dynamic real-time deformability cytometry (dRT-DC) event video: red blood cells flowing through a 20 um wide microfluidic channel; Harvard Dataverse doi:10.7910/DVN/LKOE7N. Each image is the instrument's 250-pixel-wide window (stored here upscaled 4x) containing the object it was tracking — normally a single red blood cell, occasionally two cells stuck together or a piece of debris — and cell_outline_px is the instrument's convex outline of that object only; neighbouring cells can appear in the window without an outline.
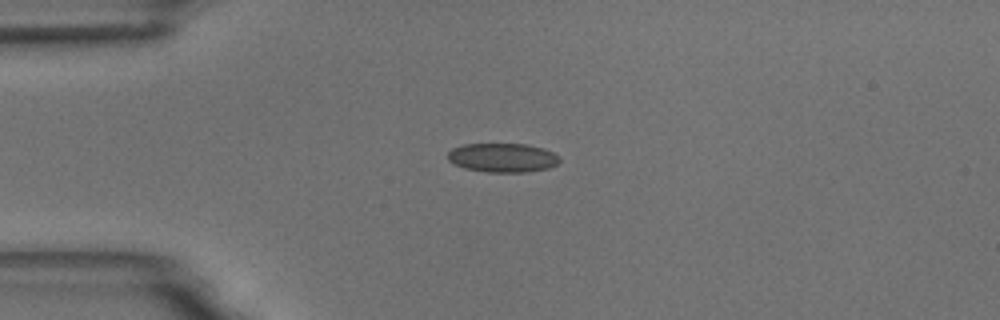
{"species": "common noctule bat (a hibernating species)", "species_latin": "Nyctalus noctula", "temperature_condition": "room temperature", "stored_images_in_passage": 3, "camera_frame_rate_fps": 3000, "um_per_image_px": 0.085, "animal": {"sex": "male", "body_mass_g": 18.8}, "frame": {"image": 1, "passage_image": 1, "time_ms": 0.0, "image_size_px": [1000, 320], "cell_outline_px": [[560, 160], [556, 164], [548, 168], [524, 172], [488, 172], [464, 168], [448, 160], [448, 152], [452, 148], [464, 144], [528, 144], [544, 148], [560, 156]], "centroid_in_image_um": [42.73, 13.39], "position_along_channel_um": 42.3, "area_um2": 18.9}}
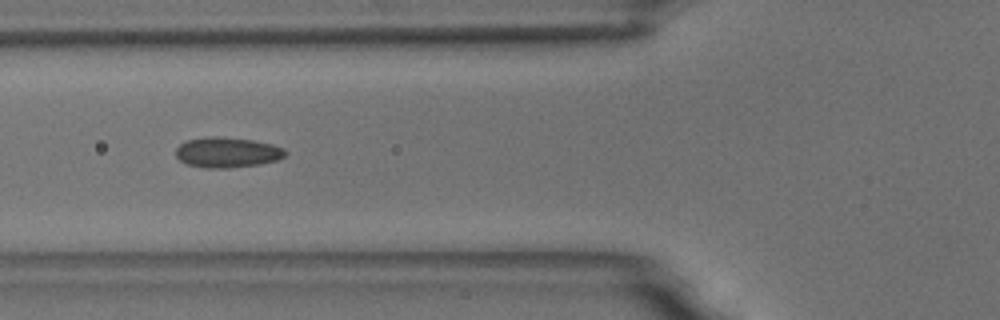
{"frame": {"image": 2, "passage_image": 3, "time_ms": 2.333, "image_size_px": [1000, 320], "cell_outline_px": [[288, 152], [284, 156], [276, 160], [260, 164], [228, 168], [204, 168], [188, 164], [180, 160], [176, 156], [176, 148], [180, 144], [188, 140], [212, 136], [216, 136], [252, 140], [272, 144], [284, 148]], "centroid_in_image_um": [19.32, 12.96], "position_along_channel_um": 106.5, "area_um2": 19.25}}